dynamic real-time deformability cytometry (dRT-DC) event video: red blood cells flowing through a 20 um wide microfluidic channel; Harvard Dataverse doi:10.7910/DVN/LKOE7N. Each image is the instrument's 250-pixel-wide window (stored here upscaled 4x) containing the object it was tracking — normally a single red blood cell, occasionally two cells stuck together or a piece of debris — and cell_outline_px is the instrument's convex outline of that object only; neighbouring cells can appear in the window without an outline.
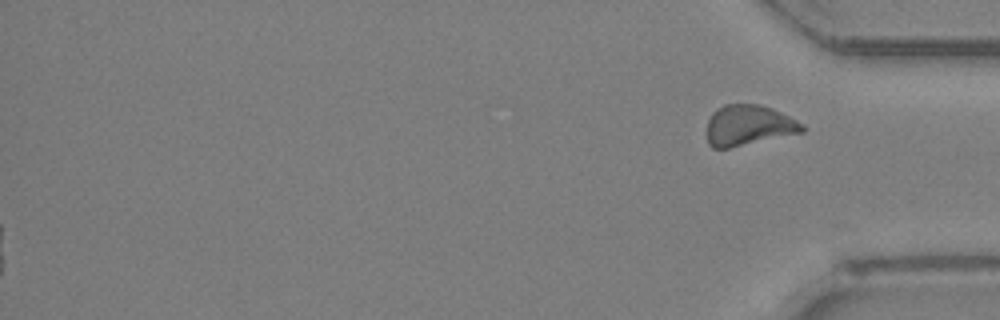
{"species": "Egyptian fruit bat (a non-hibernating species)", "species_latin": "Rousettus aegyptiacus", "temperature_condition": "room temperature", "stored_images_in_passage": 26, "segment_of_instrument_passage": [2, 2], "camera_frame_rate_fps": 3000, "um_per_image_px": 0.085, "animal": {"sex": "female"}, "frame": {"image": 1, "passage_image": 26, "time_ms": 8.333, "image_size_px": [1000, 320], "cell_outline_px": [[804, 132], [728, 148], [712, 148], [708, 144], [704, 132], [708, 120], [712, 112], [716, 108], [724, 104], [760, 104], [772, 108], [804, 124]], "centroid_in_image_um": [63.56, 10.65], "position_along_channel_um": 371.6, "area_um2": 22.83}}